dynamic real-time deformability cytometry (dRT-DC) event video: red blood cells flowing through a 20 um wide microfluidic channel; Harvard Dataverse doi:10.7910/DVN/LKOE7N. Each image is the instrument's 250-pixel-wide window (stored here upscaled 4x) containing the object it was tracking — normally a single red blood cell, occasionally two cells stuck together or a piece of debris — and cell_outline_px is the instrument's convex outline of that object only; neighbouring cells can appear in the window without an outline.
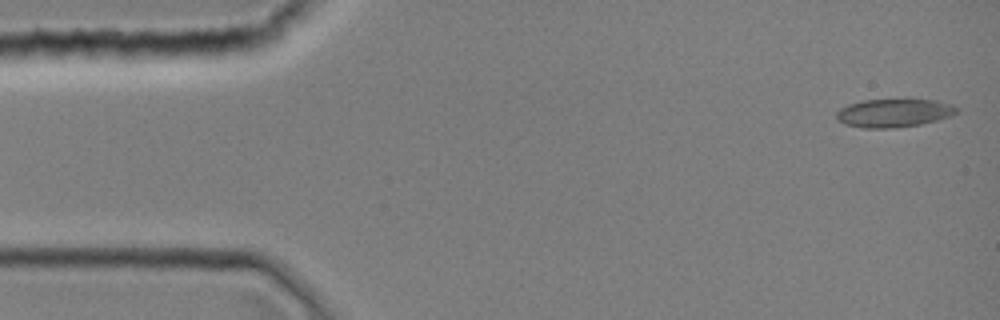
{"species": "common noctule bat (a hibernating species)", "species_latin": "Nyctalus noctula", "temperature_condition": "room temperature", "stored_images_in_passage": 1, "camera_frame_rate_fps": 3000, "um_per_image_px": 0.085, "animal": {"sex": "female", "body_mass_g": 19.0, "forearm_length_mm": 51.5}, "frame": {"image": 1, "passage_image": 1, "time_ms": 0.0, "image_size_px": [1000, 320], "cell_outline_px": [[960, 108], [956, 112], [948, 116], [936, 120], [920, 124], [892, 128], [864, 128], [844, 124], [836, 120], [836, 112], [840, 108], [848, 104], [860, 100], [908, 96], [936, 100], [952, 104]], "centroid_in_image_um": [75.96, 9.54], "position_along_channel_um": 9.0, "area_um2": 20.87}}